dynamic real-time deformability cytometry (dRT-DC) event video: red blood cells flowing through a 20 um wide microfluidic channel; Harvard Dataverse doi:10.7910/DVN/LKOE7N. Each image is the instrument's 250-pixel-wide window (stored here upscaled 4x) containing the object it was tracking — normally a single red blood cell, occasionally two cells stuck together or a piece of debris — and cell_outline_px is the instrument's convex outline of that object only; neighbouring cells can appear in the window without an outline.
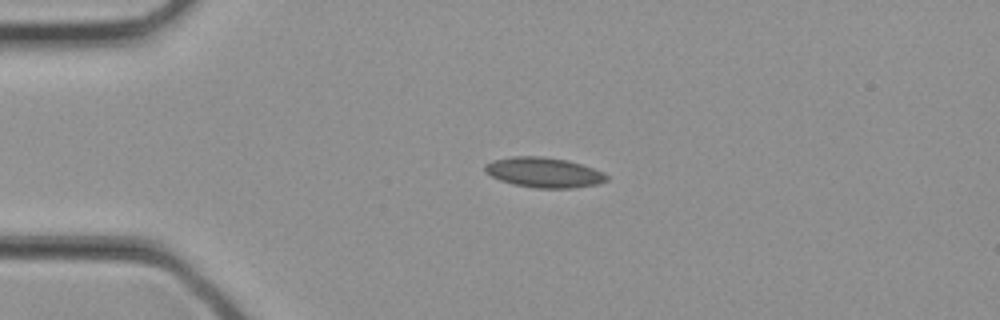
{"species": "common noctule bat (a hibernating species)", "species_latin": "Nyctalus noctula", "temperature_condition": "cold", "stored_images_in_passage": 29, "camera_frame_rate_fps": 3000, "um_per_image_px": 0.085, "animal": {"sex": "female", "body_mass_g": 21.9}, "frame": {"image": 1, "passage_image": 4, "time_ms": 1.0, "image_size_px": [1000, 320], "cell_outline_px": [[608, 180], [596, 184], [572, 188], [536, 188], [512, 184], [500, 180], [484, 172], [484, 164], [492, 160], [512, 156], [540, 156], [564, 160], [580, 164], [604, 172], [608, 176]], "centroid_in_image_um": [46.19, 14.66], "position_along_channel_um": 38.8, "area_um2": 21.27}}
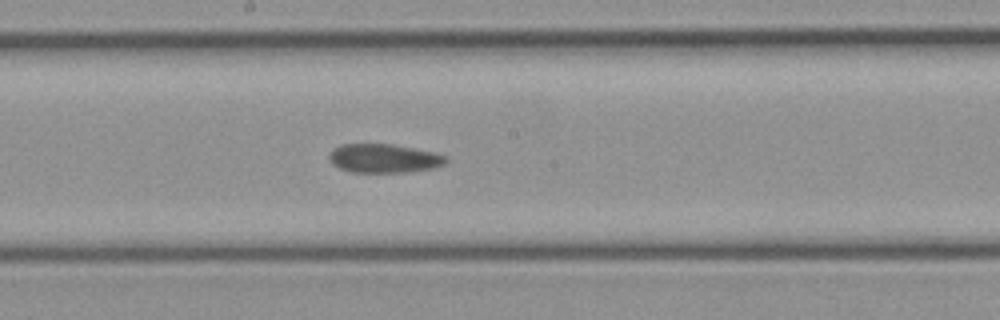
{"frame": {"image": 2, "passage_image": 14, "time_ms": 4.333, "image_size_px": [1000, 320], "cell_outline_px": [[448, 160], [444, 164], [436, 168], [404, 172], [352, 172], [340, 168], [332, 164], [328, 156], [340, 144], [392, 144], [436, 152], [448, 156]], "centroid_in_image_um": [32.69, 13.46], "position_along_channel_um": 215.5, "area_um2": 19.65}}
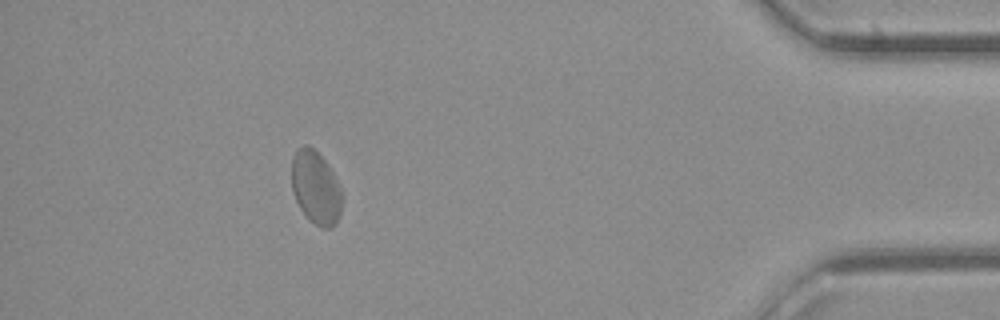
{"frame": {"image": 3, "passage_image": 26, "time_ms": 8.333, "image_size_px": [1000, 320], "cell_outline_px": [[344, 196], [340, 216], [336, 224], [332, 228], [320, 228], [300, 208], [292, 192], [292, 156], [304, 144], [308, 144], [328, 164], [340, 184], [344, 192]], "centroid_in_image_um": [26.89, 15.96], "position_along_channel_um": 408.3, "area_um2": 21.73}}